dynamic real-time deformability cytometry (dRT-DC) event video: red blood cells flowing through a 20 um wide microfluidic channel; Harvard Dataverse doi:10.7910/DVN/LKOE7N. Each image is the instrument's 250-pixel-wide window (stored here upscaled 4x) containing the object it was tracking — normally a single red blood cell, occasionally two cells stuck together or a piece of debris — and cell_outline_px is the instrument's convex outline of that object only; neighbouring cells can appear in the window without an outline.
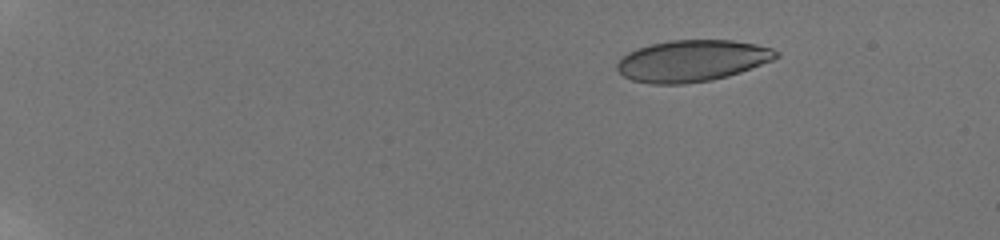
{"species": "human", "species_latin": "Homo sapiens", "temperature_condition": "room temperature", "stored_images_in_passage": 18, "camera_frame_rate_fps": 3000, "um_per_image_px": 0.085, "donor": {"sex": "male"}, "frame": {"image": 1, "passage_image": 4, "time_ms": 2.667, "image_size_px": [1000, 240], "cell_outline_px": [[780, 56], [772, 60], [740, 72], [728, 76], [712, 80], [684, 84], [652, 84], [632, 80], [624, 76], [616, 68], [616, 64], [628, 52], [636, 48], [668, 40], [732, 40], [756, 44], [772, 48], [780, 52]], "centroid_in_image_um": [58.84, 5.16], "position_along_channel_um": 26.2, "area_um2": 38.49}}
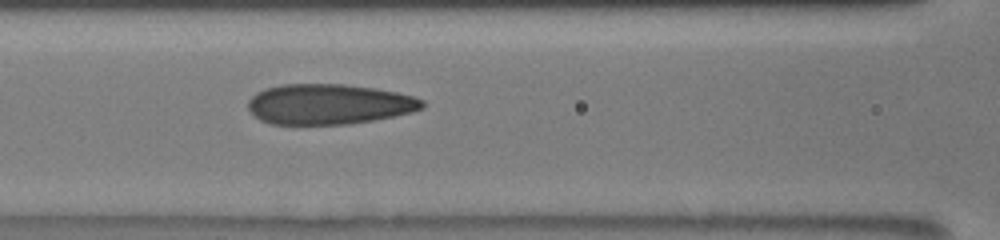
{"frame": {"image": 2, "passage_image": 16, "time_ms": 9.333, "image_size_px": [1000, 240], "cell_outline_px": [[424, 108], [412, 112], [352, 124], [272, 124], [260, 120], [248, 108], [248, 100], [256, 92], [264, 88], [280, 84], [344, 84], [372, 88], [396, 92], [412, 96], [424, 100]], "centroid_in_image_um": [27.93, 8.85], "position_along_channel_um": 138.7, "area_um2": 40.92}}
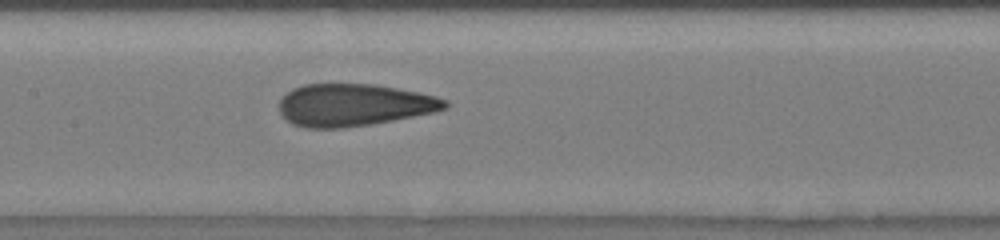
{"frame": {"image": 3, "passage_image": 18, "time_ms": 10.333, "image_size_px": [1000, 240], "cell_outline_px": [[448, 108], [436, 112], [372, 124], [344, 128], [308, 128], [292, 124], [280, 112], [280, 100], [292, 88], [304, 84], [376, 84], [420, 92], [436, 96], [448, 100]], "centroid_in_image_um": [30.12, 8.92], "position_along_channel_um": 177.3, "area_um2": 41.04}}